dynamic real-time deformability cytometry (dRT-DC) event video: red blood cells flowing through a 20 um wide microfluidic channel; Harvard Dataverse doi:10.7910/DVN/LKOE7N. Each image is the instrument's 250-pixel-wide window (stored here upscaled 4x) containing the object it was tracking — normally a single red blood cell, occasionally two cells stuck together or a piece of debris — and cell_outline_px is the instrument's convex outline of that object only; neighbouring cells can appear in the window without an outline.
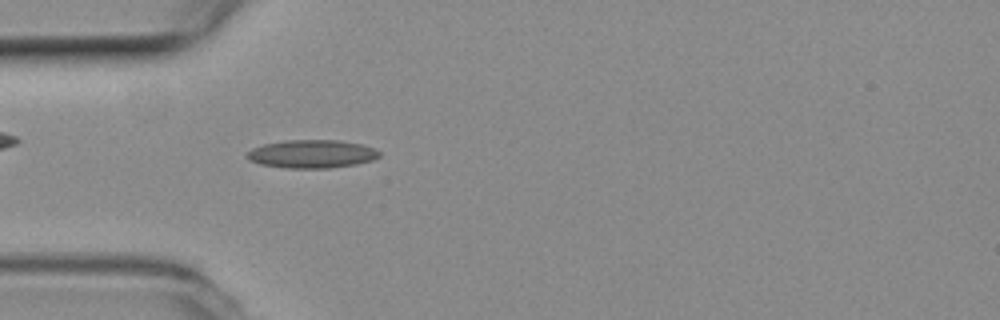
{"species": "common noctule bat (a hibernating species)", "species_latin": "Nyctalus noctula", "temperature_condition": "room temperature", "stored_images_in_passage": 48, "camera_frame_rate_fps": 3000, "um_per_image_px": 0.085, "animal": {"sex": "female", "body_mass_g": 19.3, "forearm_length_mm": 54.1}, "frame": {"image": 1, "passage_image": 10, "time_ms": 3.0, "image_size_px": [1000, 320], "cell_outline_px": [[380, 156], [372, 160], [356, 164], [328, 168], [284, 168], [260, 164], [248, 160], [244, 156], [252, 148], [264, 144], [288, 140], [340, 140], [364, 144], [376, 148], [380, 152]], "centroid_in_image_um": [26.52, 13.08], "position_along_channel_um": 58.5, "area_um2": 21.96}}
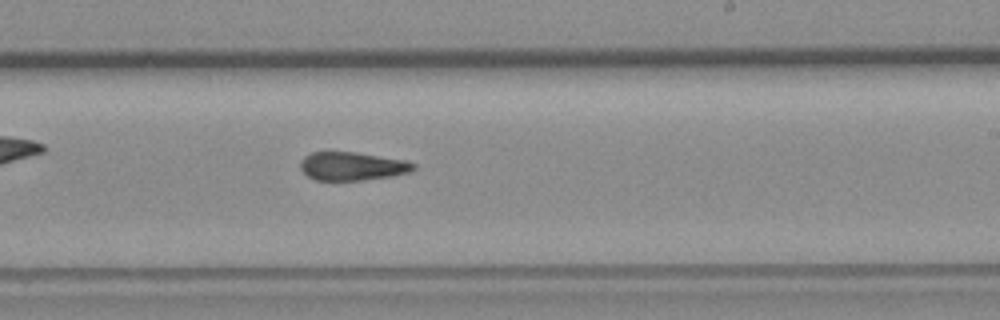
{"frame": {"image": 2, "passage_image": 26, "time_ms": 8.333, "image_size_px": [1000, 320], "cell_outline_px": [[416, 168], [408, 172], [392, 176], [364, 180], [316, 180], [308, 176], [300, 168], [300, 160], [304, 156], [312, 152], [356, 152], [404, 160], [416, 164]], "centroid_in_image_um": [29.92, 14.12], "position_along_channel_um": 259.1, "area_um2": 18.67}}
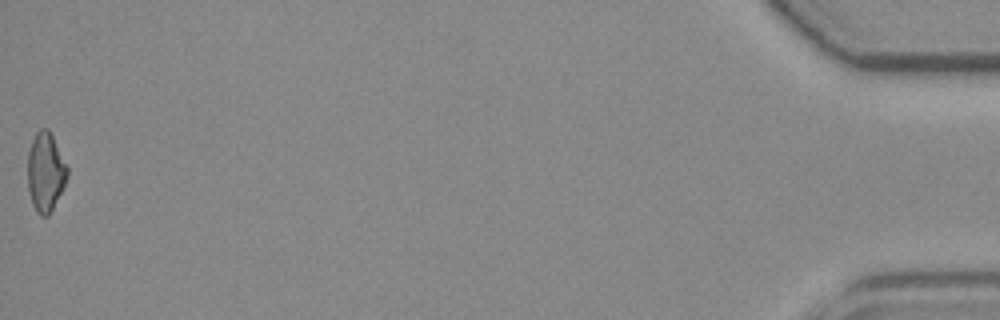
{"frame": {"image": 3, "passage_image": 48, "time_ms": 15.667, "image_size_px": [1000, 320], "cell_outline_px": [[68, 176], [48, 216], [40, 216], [36, 212], [32, 204], [28, 192], [28, 152], [32, 140], [36, 132], [40, 128], [48, 128], [68, 168]], "centroid_in_image_um": [3.84, 14.62], "position_along_channel_um": 431.4, "area_um2": 18.03}, "authors_computed_cell_mechanics": {"area_um2": 19.3341, "velocity_mm_per_s": 3.8082, "shape_relaxation_time_tau1_ms": null, "shape_relaxation_time_tau2_ms": 3.6014, "deformation_change_tau1": null, "deformation_change_tau2": 0.1282}}